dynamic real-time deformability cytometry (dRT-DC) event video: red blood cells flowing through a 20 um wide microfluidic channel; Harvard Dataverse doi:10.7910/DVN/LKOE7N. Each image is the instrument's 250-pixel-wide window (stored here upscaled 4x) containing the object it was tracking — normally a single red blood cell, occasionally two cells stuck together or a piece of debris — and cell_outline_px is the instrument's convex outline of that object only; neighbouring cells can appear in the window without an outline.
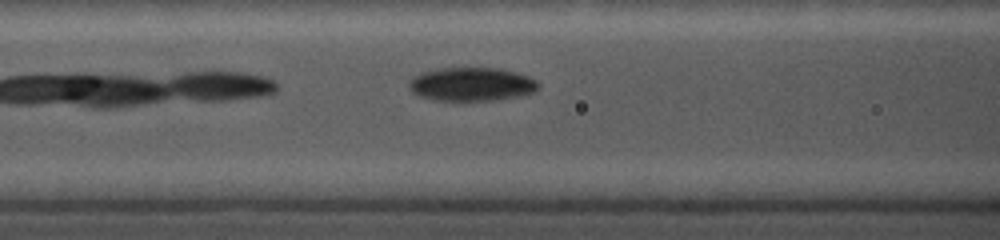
{"species": "common noctule bat (a hibernating species)", "species_latin": "Nyctalus noctula", "temperature_condition": "cold", "stored_images_in_passage": 10, "camera_frame_rate_fps": 5000, "um_per_image_px": 0.085, "animal": {"sex": "female", "body_mass_g": 19.0, "forearm_length_mm": 56.7}, "frame": {"image": 1, "passage_image": 6, "time_ms": 1.8, "image_size_px": [1000, 240], "cell_outline_px": [[540, 88], [536, 92], [520, 96], [492, 100], [432, 100], [416, 96], [408, 88], [408, 80], [412, 76], [420, 72], [444, 68], [500, 68], [516, 72], [528, 76], [536, 80], [540, 84]], "centroid_in_image_um": [40.06, 7.16], "position_along_channel_um": 126.5, "area_um2": 25.72}}
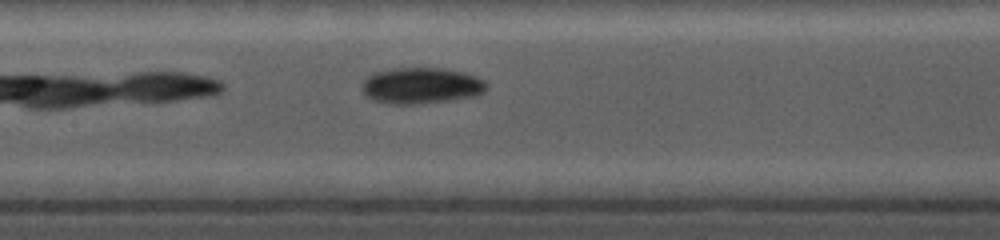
{"frame": {"image": 2, "passage_image": 9, "time_ms": 3.0, "image_size_px": [1000, 240], "cell_outline_px": [[488, 88], [484, 92], [476, 96], [448, 100], [412, 104], [388, 104], [372, 100], [364, 96], [364, 80], [372, 72], [392, 68], [444, 68], [464, 72], [476, 76], [484, 80], [488, 84]], "centroid_in_image_um": [35.82, 7.27], "position_along_channel_um": 171.6, "area_um2": 26.41}}